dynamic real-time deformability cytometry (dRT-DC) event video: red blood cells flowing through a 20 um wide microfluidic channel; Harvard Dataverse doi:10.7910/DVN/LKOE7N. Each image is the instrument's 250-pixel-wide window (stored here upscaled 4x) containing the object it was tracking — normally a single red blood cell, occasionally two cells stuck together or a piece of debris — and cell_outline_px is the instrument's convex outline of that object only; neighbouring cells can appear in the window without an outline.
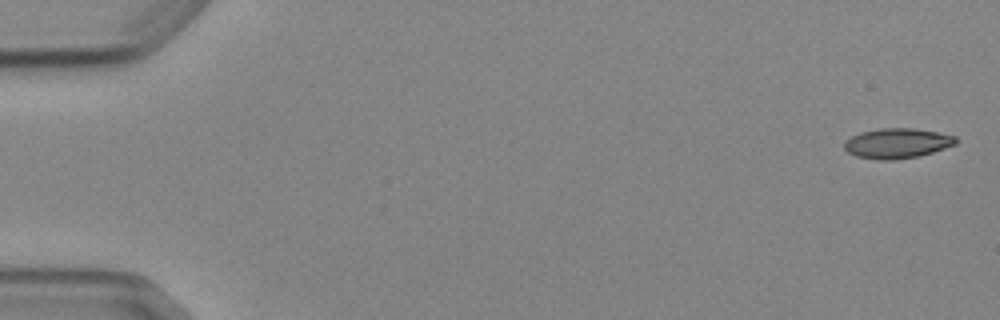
{"species": "Egyptian fruit bat (a non-hibernating species)", "species_latin": "Rousettus aegyptiacus", "temperature_condition": "cold", "stored_images_in_passage": 4, "camera_frame_rate_fps": 3000, "um_per_image_px": 0.085, "animal": {"sex": "female"}, "frame": {"image": 1, "passage_image": 1, "time_ms": 0.0, "image_size_px": [1000, 320], "cell_outline_px": [[956, 144], [920, 156], [892, 160], [876, 160], [856, 156], [848, 152], [844, 148], [844, 140], [860, 132], [880, 128], [916, 128], [956, 136]], "centroid_in_image_um": [76.23, 12.18], "position_along_channel_um": 8.8, "area_um2": 19.59}}